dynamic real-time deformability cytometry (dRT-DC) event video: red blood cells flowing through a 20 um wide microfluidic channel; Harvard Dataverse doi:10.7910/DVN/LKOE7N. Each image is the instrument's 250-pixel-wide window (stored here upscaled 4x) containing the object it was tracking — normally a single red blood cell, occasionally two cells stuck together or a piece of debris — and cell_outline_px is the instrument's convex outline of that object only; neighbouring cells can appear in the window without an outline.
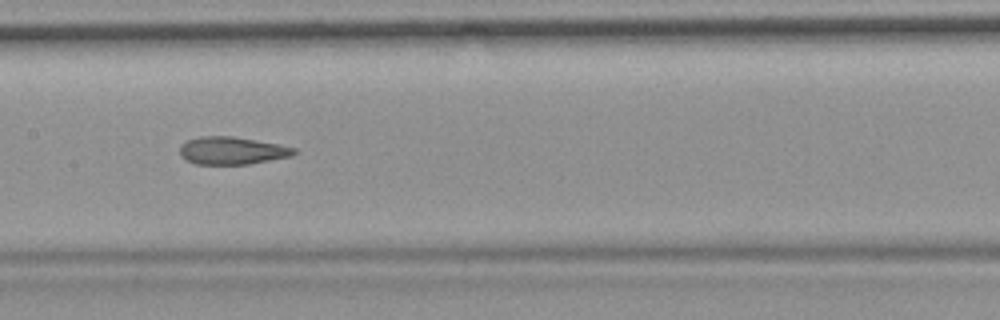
{"species": "common noctule bat (a hibernating species)", "species_latin": "Nyctalus noctula", "temperature_condition": "room temperature", "stored_images_in_passage": 40, "camera_frame_rate_fps": 3000, "um_per_image_px": 0.085, "animal": {"sex": "female", "body_mass_g": 19.9}, "frame": {"image": 1, "passage_image": 18, "time_ms": 5.667, "image_size_px": [1000, 320], "cell_outline_px": [[296, 152], [292, 156], [248, 164], [196, 164], [180, 156], [180, 148], [188, 140], [200, 136], [232, 136], [276, 144], [296, 148]], "centroid_in_image_um": [19.72, 12.81], "position_along_channel_um": 187.7, "area_um2": 18.09}, "authors_computed_cell_mechanics": {"area_um2": 19.2474, "velocity_mm_per_s": 3.7141, "shape_relaxation_time_tau1_ms": null, "shape_relaxation_time_tau2_ms": 2.439, "deformation_change_tau1": null, "deformation_change_tau2": 0.1208}}